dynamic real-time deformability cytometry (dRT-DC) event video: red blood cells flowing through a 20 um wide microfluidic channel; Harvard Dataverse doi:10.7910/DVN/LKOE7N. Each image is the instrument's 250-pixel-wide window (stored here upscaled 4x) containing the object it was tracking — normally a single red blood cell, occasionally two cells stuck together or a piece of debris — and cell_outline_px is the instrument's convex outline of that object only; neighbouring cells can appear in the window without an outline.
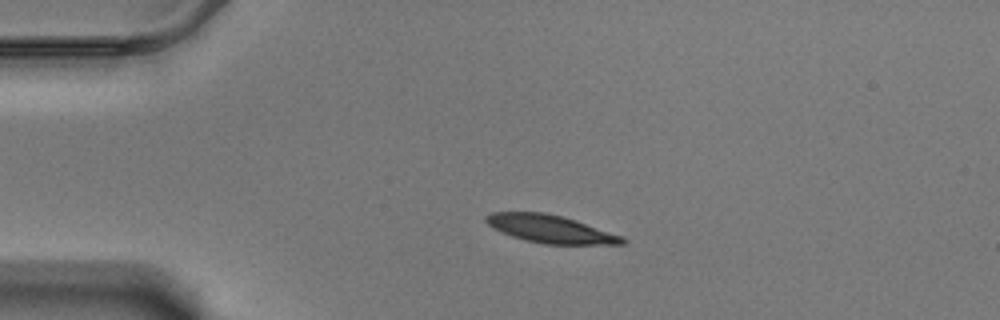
{"species": "Egyptian fruit bat (a non-hibernating species)", "species_latin": "Rousettus aegyptiacus", "temperature_condition": "warm", "stored_images_in_passage": 46, "camera_frame_rate_fps": 3000, "um_per_image_px": 0.085, "animal": {"sex": "male"}, "frame": {"image": 1, "passage_image": 1, "time_ms": 0.0, "image_size_px": [1000, 320], "cell_outline_px": [[628, 240], [624, 244], [544, 244], [524, 240], [512, 236], [488, 224], [484, 220], [484, 216], [492, 212], [544, 212], [560, 216], [624, 236]], "centroid_in_image_um": [46.8, 19.47], "position_along_channel_um": 38.2, "area_um2": 21.79}}
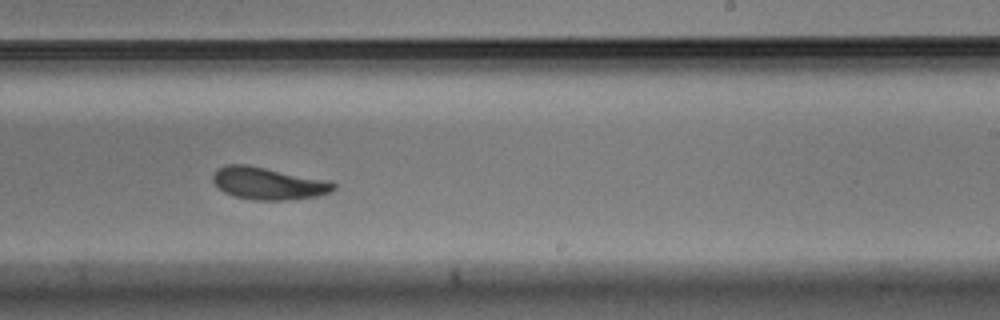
{"frame": {"image": 2, "passage_image": 24, "time_ms": 7.667, "image_size_px": [1000, 320], "cell_outline_px": [[336, 188], [332, 192], [316, 196], [284, 200], [252, 200], [236, 196], [224, 192], [212, 180], [212, 172], [216, 168], [228, 164], [248, 164], [328, 180], [336, 184]], "centroid_in_image_um": [22.79, 15.57], "position_along_channel_um": 266.2, "area_um2": 22.83}}
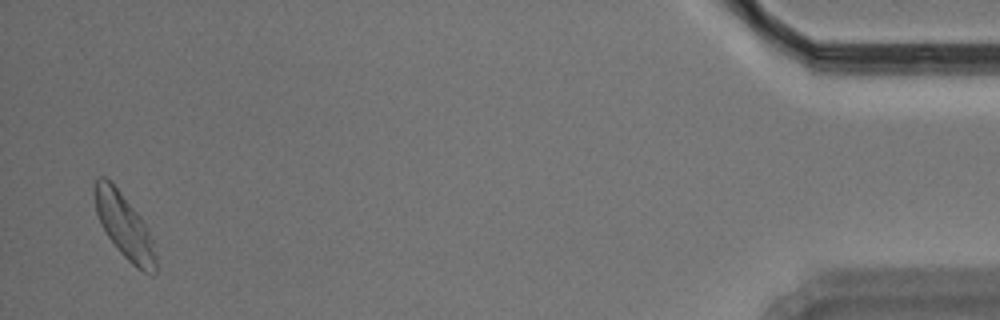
{"frame": {"image": 3, "passage_image": 45, "time_ms": 14.667, "image_size_px": [1000, 320], "cell_outline_px": [[156, 272], [152, 276], [136, 268], [120, 252], [108, 236], [100, 224], [96, 212], [92, 192], [92, 188], [96, 180], [100, 176], [104, 176], [112, 180], [140, 216], [152, 240], [156, 256]], "centroid_in_image_um": [10.53, 19.17], "position_along_channel_um": 424.7, "area_um2": 23.18}, "authors_computed_cell_mechanics": {"area_um2": 22.6576, "velocity_mm_per_s": 3.4328, "shape_relaxation_time_tau1_ms": 2.3952, "shape_relaxation_time_tau2_ms": 1.5205, "deformation_change_tau1": 0.1388, "deformation_change_tau2": 0.0818}}